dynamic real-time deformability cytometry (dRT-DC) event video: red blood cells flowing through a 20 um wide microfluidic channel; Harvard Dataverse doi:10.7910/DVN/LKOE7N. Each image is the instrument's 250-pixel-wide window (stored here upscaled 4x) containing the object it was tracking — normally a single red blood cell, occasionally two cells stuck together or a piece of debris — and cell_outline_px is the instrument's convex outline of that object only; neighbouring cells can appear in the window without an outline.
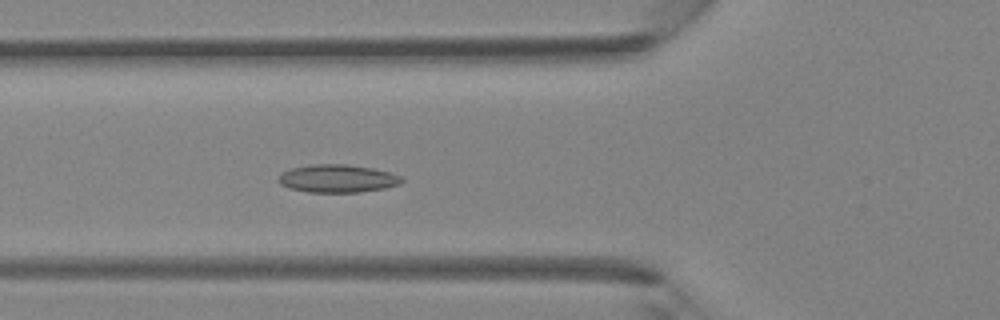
{"species": "Egyptian fruit bat (a non-hibernating species)", "species_latin": "Rousettus aegyptiacus", "temperature_condition": "room temperature", "stored_images_in_passage": 40, "camera_frame_rate_fps": 3000, "um_per_image_px": 0.085, "animal": {"sex": "female"}, "frame": {"image": 1, "passage_image": 14, "time_ms": 4.333, "image_size_px": [1000, 320], "cell_outline_px": [[404, 180], [400, 184], [384, 188], [360, 192], [308, 192], [288, 188], [280, 184], [276, 180], [280, 172], [292, 168], [312, 164], [348, 164], [372, 168], [388, 172], [400, 176]], "centroid_in_image_um": [28.63, 15.17], "position_along_channel_um": 97.2, "area_um2": 20.17}}
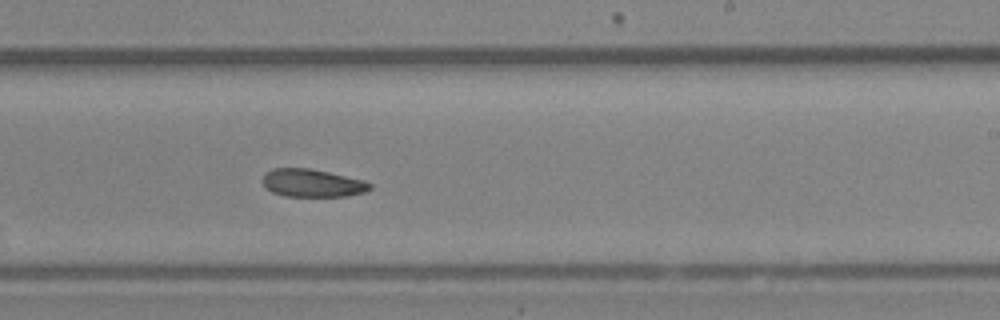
{"frame": {"image": 2, "passage_image": 24, "time_ms": 7.667, "image_size_px": [1000, 320], "cell_outline_px": [[372, 188], [364, 192], [344, 196], [284, 196], [272, 192], [260, 180], [264, 172], [272, 168], [308, 168], [328, 172], [364, 180], [372, 184]], "centroid_in_image_um": [26.5, 15.55], "position_along_channel_um": 262.5, "area_um2": 17.46}}
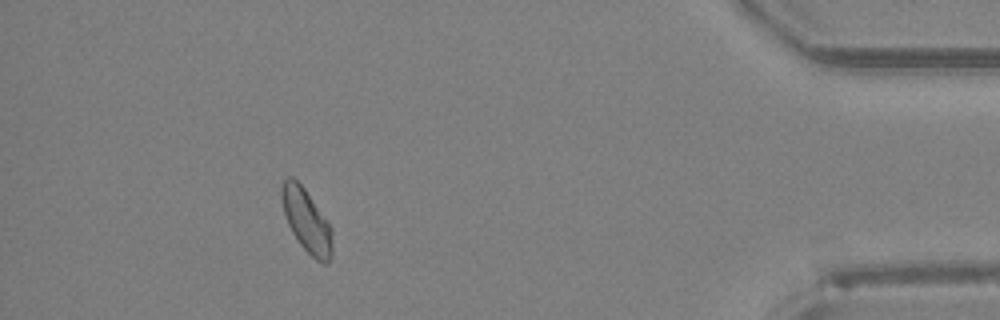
{"frame": {"image": 3, "passage_image": 36, "time_ms": 11.667, "image_size_px": [1000, 320], "cell_outline_px": [[332, 252], [328, 264], [324, 264], [316, 260], [300, 244], [292, 232], [288, 224], [284, 212], [280, 196], [280, 188], [284, 180], [288, 176], [292, 176], [304, 188], [328, 220], [332, 228]], "centroid_in_image_um": [26.06, 18.75], "position_along_channel_um": 409.1, "area_um2": 18.73}}